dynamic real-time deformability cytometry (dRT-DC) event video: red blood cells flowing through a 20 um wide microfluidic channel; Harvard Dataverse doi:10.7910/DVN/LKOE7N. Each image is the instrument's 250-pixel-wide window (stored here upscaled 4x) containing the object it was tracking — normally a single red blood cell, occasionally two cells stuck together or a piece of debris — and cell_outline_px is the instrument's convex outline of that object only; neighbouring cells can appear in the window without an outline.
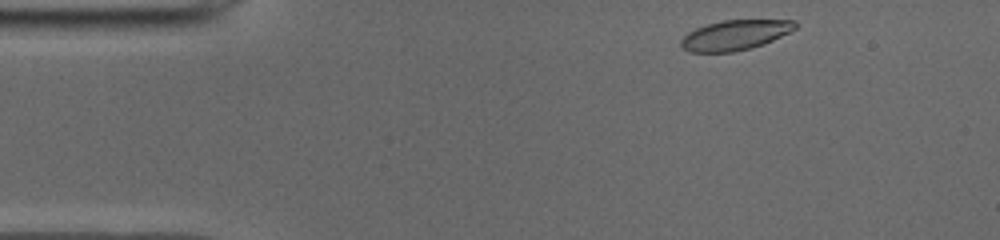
{"species": "common noctule bat (a hibernating species)", "species_latin": "Nyctalus noctula", "temperature_condition": "cold", "stored_images_in_passage": 45, "camera_frame_rate_fps": 3000, "um_per_image_px": 0.085, "animal": {"sex": "male", "body_mass_g": 19.0, "forearm_length_mm": 50.8}, "frame": {"image": 1, "passage_image": 1, "time_ms": 0.0, "image_size_px": [1000, 240], "cell_outline_px": [[796, 28], [764, 44], [752, 48], [732, 52], [688, 52], [680, 44], [680, 40], [688, 32], [696, 28], [708, 24], [724, 20], [796, 20]], "centroid_in_image_um": [62.46, 2.98], "position_along_channel_um": 22.5, "area_um2": 19.83}}
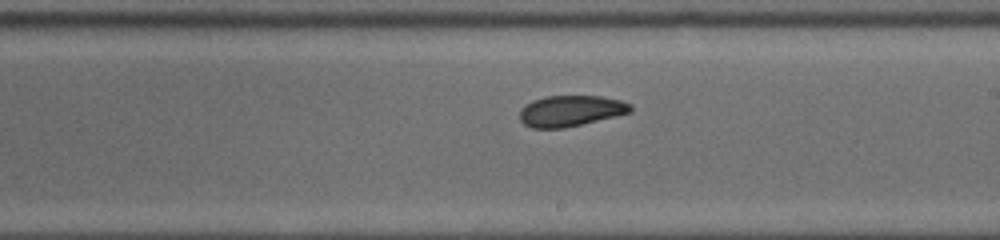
{"frame": {"image": 2, "passage_image": 23, "time_ms": 7.333, "image_size_px": [1000, 240], "cell_outline_px": [[632, 112], [616, 116], [564, 128], [532, 128], [524, 124], [520, 120], [520, 108], [532, 100], [544, 96], [600, 96], [620, 100], [632, 104]], "centroid_in_image_um": [48.5, 9.42], "position_along_channel_um": 240.5, "area_um2": 20.06}}
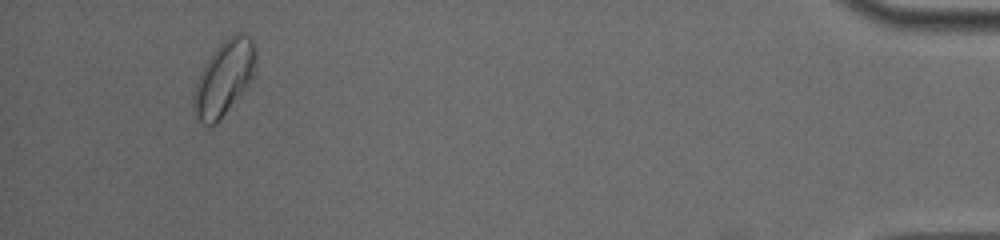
{"frame": {"image": 3, "passage_image": 42, "time_ms": 13.667, "image_size_px": [1000, 240], "cell_outline_px": [[256, 72], [252, 80], [244, 92], [220, 120], [216, 124], [200, 124], [196, 120], [192, 108], [192, 100], [196, 84], [200, 72], [204, 64], [212, 52], [228, 36], [236, 32], [244, 32], [252, 36], [256, 48]], "centroid_in_image_um": [19.07, 6.62], "position_along_channel_um": 416.1, "area_um2": 27.92}, "authors_computed_cell_mechanics": {"area_um2": 20.7502, "velocity_mm_per_s": 3.9121, "shape_relaxation_time_tau1_ms": null, "shape_relaxation_time_tau2_ms": 2.6072, "deformation_change_tau1": null, "deformation_change_tau2": 0.0677}}